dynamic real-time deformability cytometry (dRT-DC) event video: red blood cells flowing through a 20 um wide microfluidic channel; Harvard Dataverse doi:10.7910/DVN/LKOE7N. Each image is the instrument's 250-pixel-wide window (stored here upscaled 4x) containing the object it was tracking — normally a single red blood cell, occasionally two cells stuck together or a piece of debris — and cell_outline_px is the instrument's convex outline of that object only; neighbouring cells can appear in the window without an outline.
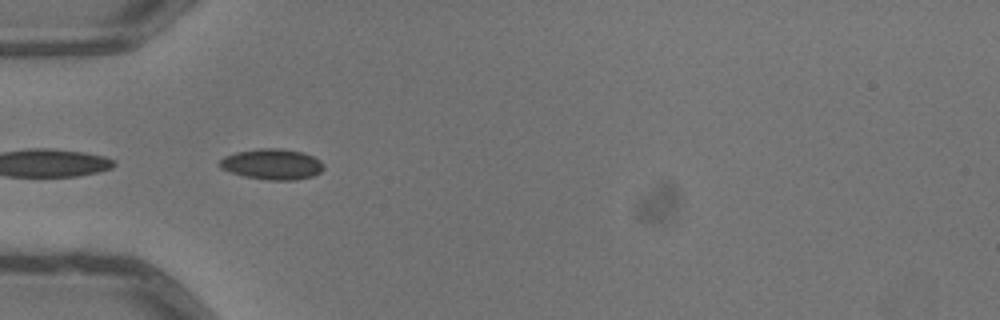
{"species": "common noctule bat (a hibernating species)", "species_latin": "Nyctalus noctula", "temperature_condition": "warm", "stored_images_in_passage": 6, "segment_of_instrument_passage": [2, 2], "camera_frame_rate_fps": 3000, "um_per_image_px": 0.085, "animal": {"sex": "male", "body_mass_g": 13.3}, "frame": {"image": 1, "passage_image": 5, "time_ms": 1.333, "image_size_px": [1000, 320], "cell_outline_px": [[324, 168], [320, 172], [312, 176], [296, 180], [268, 180], [244, 176], [220, 168], [220, 160], [224, 156], [236, 152], [260, 148], [280, 148], [304, 152], [320, 160], [324, 164]], "centroid_in_image_um": [23.15, 13.95], "position_along_channel_um": 61.8, "area_um2": 18.61}}
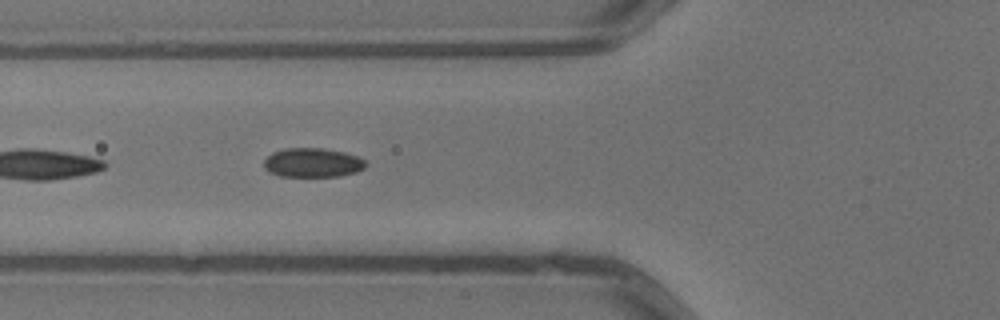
{"frame": {"image": 2, "passage_image": 6, "time_ms": 1.667, "image_size_px": [1000, 320], "cell_outline_px": [[368, 164], [364, 168], [356, 172], [340, 176], [280, 176], [268, 172], [264, 168], [264, 160], [272, 152], [284, 148], [324, 148], [344, 152], [356, 156], [364, 160]], "centroid_in_image_um": [26.56, 13.82], "position_along_channel_um": 99.2, "area_um2": 17.4}}